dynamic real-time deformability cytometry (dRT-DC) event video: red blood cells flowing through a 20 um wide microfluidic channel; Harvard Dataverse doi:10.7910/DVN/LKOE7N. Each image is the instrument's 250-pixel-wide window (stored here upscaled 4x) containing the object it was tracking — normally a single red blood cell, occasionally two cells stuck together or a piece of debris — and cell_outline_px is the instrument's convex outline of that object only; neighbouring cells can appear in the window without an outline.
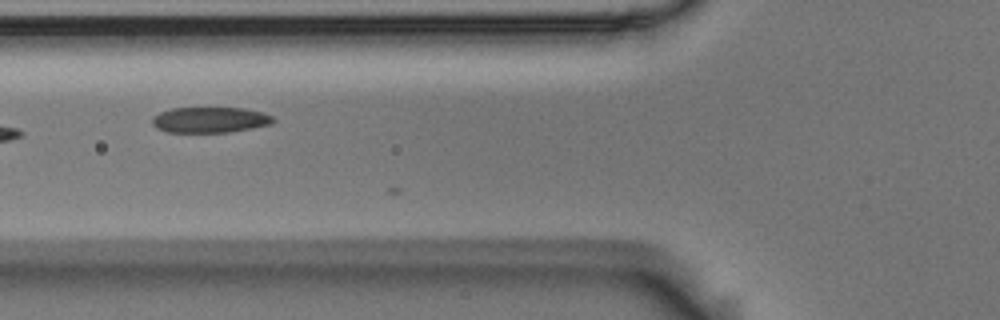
{"species": "Egyptian fruit bat (a non-hibernating species)", "species_latin": "Rousettus aegyptiacus", "temperature_condition": "room temperature", "stored_images_in_passage": 10, "camera_frame_rate_fps": 3000, "um_per_image_px": 0.085, "animal": {"sex": "male"}, "frame": {"image": 1, "passage_image": 7, "time_ms": 2.0, "image_size_px": [1000, 320], "cell_outline_px": [[276, 120], [272, 124], [252, 128], [228, 132], [168, 132], [156, 128], [152, 124], [152, 116], [160, 112], [172, 108], [244, 108], [264, 112], [272, 116]], "centroid_in_image_um": [17.86, 10.18], "position_along_channel_um": 107.9, "area_um2": 18.21}}